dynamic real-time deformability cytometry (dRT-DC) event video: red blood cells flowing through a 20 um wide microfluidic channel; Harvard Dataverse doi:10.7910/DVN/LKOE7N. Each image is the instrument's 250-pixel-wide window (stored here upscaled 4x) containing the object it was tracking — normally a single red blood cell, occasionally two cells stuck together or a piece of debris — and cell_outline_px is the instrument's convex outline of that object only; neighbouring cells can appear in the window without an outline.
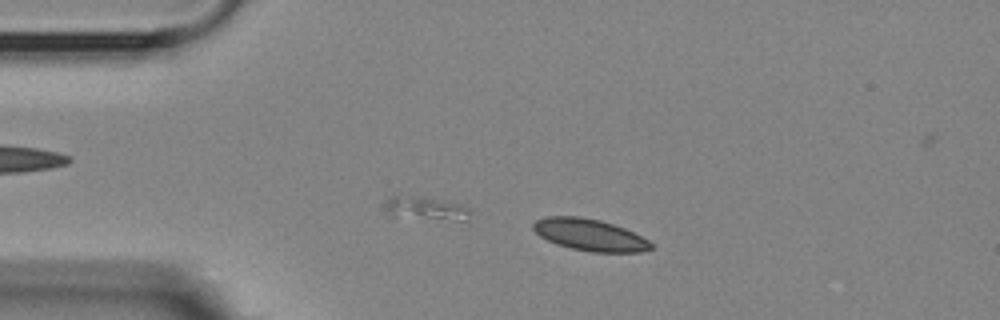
{"species": "Egyptian fruit bat (a non-hibernating species)", "species_latin": "Rousettus aegyptiacus", "temperature_condition": "room temperature", "stored_images_in_passage": 55, "camera_frame_rate_fps": 3000, "um_per_image_px": 0.085, "animal": {"sex": "female"}, "frame": {"image": 1, "passage_image": 9, "time_ms": 2.667, "image_size_px": [1000, 320], "cell_outline_px": [[652, 248], [640, 252], [592, 252], [572, 248], [556, 244], [540, 236], [532, 228], [532, 224], [536, 220], [548, 216], [580, 216], [600, 220], [624, 228], [648, 240], [652, 244]], "centroid_in_image_um": [50.1, 19.96], "position_along_channel_um": 34.9, "area_um2": 21.62}}
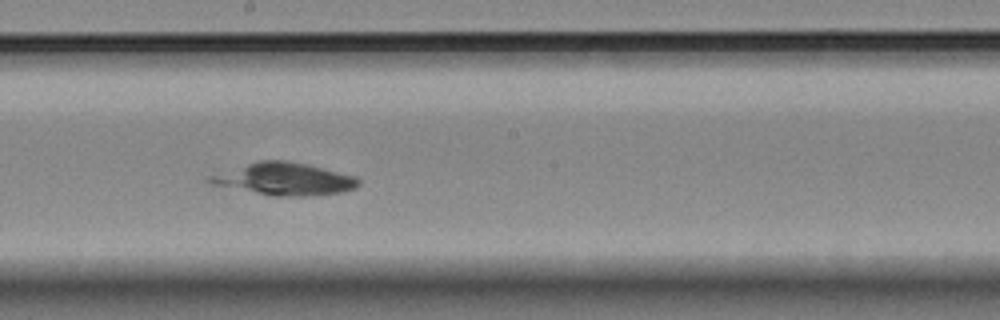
{"frame": {"image": 2, "passage_image": 28, "time_ms": 9.0, "image_size_px": [1000, 320], "cell_outline_px": [[360, 184], [356, 188], [344, 192], [304, 196], [276, 196], [212, 184], [204, 180], [204, 176], [260, 160], [284, 160], [308, 164], [356, 176], [360, 180]], "centroid_in_image_um": [24.17, 15.21], "position_along_channel_um": 224.0, "area_um2": 28.03}}
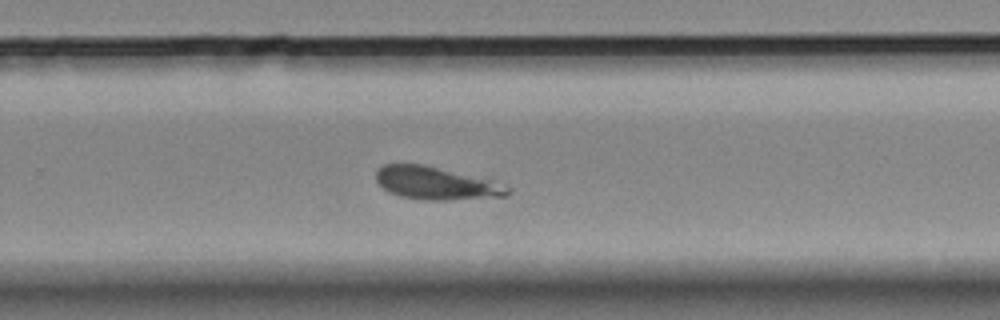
{"frame": {"image": 3, "passage_image": 34, "time_ms": 11.0, "image_size_px": [1000, 320], "cell_outline_px": [[512, 192], [508, 196], [452, 200], [420, 200], [400, 196], [388, 192], [376, 180], [376, 172], [384, 164], [424, 164], [488, 180], [512, 188]], "centroid_in_image_um": [37.06, 15.59], "position_along_channel_um": 292.7, "area_um2": 24.97}}